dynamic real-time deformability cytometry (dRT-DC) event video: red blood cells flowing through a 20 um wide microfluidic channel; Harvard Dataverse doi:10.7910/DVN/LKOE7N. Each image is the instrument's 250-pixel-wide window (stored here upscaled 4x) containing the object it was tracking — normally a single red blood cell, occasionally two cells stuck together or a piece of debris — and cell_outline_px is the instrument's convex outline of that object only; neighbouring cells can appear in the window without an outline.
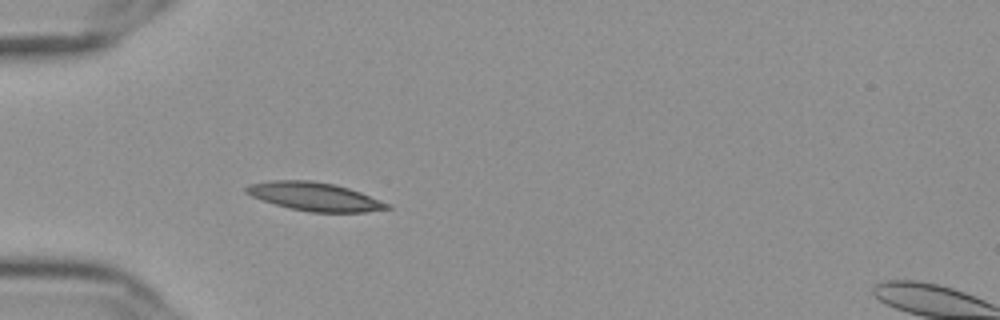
{"species": "Egyptian fruit bat (a non-hibernating species)", "species_latin": "Rousettus aegyptiacus", "temperature_condition": "cold", "stored_images_in_passage": 40, "camera_frame_rate_fps": 3000, "um_per_image_px": 0.085, "frame": {"image": 1, "passage_image": 1, "time_ms": 0.0, "image_size_px": [1000, 320], "cell_outline_px": [[392, 208], [364, 212], [308, 212], [276, 204], [252, 196], [244, 192], [244, 188], [248, 184], [272, 180], [312, 180], [332, 184], [348, 188], [360, 192], [392, 204]], "centroid_in_image_um": [26.76, 16.7], "position_along_channel_um": 58.2, "area_um2": 23.24}}
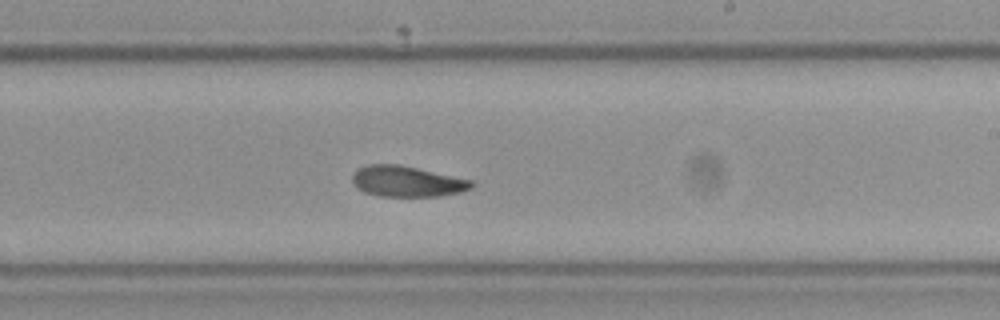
{"frame": {"image": 2, "passage_image": 18, "time_ms": 5.667, "image_size_px": [1000, 320], "cell_outline_px": [[476, 184], [472, 188], [460, 192], [440, 196], [380, 196], [364, 192], [356, 188], [352, 184], [352, 172], [356, 168], [368, 164], [400, 164], [472, 180]], "centroid_in_image_um": [34.55, 15.41], "position_along_channel_um": 254.4, "area_um2": 21.68}}
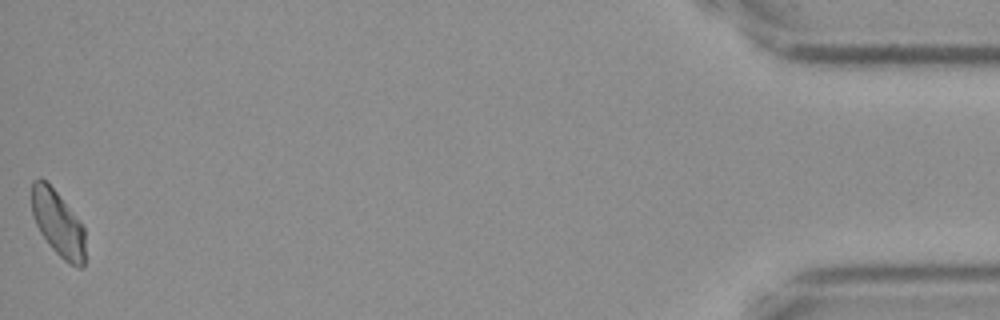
{"frame": {"image": 3, "passage_image": 40, "time_ms": 13.0, "image_size_px": [1000, 320], "cell_outline_px": [[84, 268], [80, 268], [64, 260], [48, 244], [40, 232], [36, 224], [32, 212], [32, 180], [40, 176], [56, 192], [84, 228]], "centroid_in_image_um": [4.9, 18.99], "position_along_channel_um": 430.3, "area_um2": 20.0}, "authors_computed_cell_mechanics": {"area_um2": 21.7906, "velocity_mm_per_s": 3.5956, "shape_relaxation_time_tau1_ms": 7.8122, "shape_relaxation_time_tau2_ms": 5.2143, "deformation_change_tau1": 0.1745, "deformation_change_tau2": 0.0946}}